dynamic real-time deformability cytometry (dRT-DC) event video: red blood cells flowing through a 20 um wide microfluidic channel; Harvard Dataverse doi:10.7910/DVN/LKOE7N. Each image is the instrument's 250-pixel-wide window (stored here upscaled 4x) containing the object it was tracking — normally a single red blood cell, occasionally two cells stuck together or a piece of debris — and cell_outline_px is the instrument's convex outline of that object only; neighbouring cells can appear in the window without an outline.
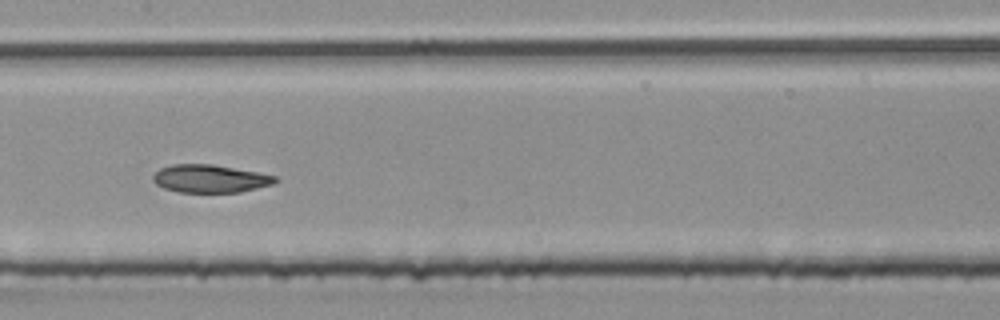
{"species": "common noctule bat (a hibernating species)", "species_latin": "Nyctalus noctula", "temperature_condition": "room temperature", "stored_images_in_passage": 47, "camera_frame_rate_fps": 3000, "um_per_image_px": 0.085, "animal": {"sex": "male", "body_mass_g": 20.4}, "frame": {"image": 1, "passage_image": 21, "time_ms": 6.667, "image_size_px": [1000, 320], "cell_outline_px": [[280, 180], [272, 184], [240, 192], [180, 192], [164, 188], [156, 184], [152, 180], [152, 176], [160, 168], [172, 164], [208, 164], [256, 172], [276, 176]], "centroid_in_image_um": [17.83, 15.19], "position_along_channel_um": 189.6, "area_um2": 19.65}}
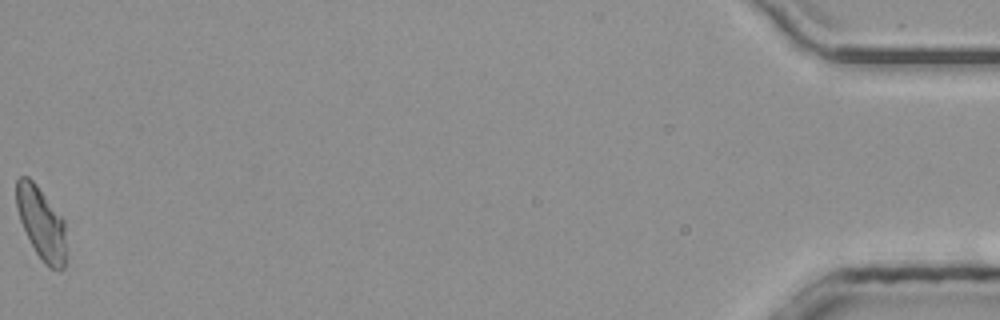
{"frame": {"image": 2, "passage_image": 47, "time_ms": 15.333, "image_size_px": [1000, 320], "cell_outline_px": [[64, 268], [60, 272], [56, 272], [44, 264], [36, 252], [20, 220], [16, 208], [16, 180], [20, 176], [28, 176], [36, 184], [64, 220]], "centroid_in_image_um": [3.49, 18.97], "position_along_channel_um": 431.7, "area_um2": 20.69}, "authors_computed_cell_mechanics": {"area_um2": 20.6924, "velocity_mm_per_s": 4.003, "shape_relaxation_time_tau1_ms": 4.7243, "shape_relaxation_time_tau2_ms": 10.4514, "deformation_change_tau1": 0.1233, "deformation_change_tau2": 0.0963}}